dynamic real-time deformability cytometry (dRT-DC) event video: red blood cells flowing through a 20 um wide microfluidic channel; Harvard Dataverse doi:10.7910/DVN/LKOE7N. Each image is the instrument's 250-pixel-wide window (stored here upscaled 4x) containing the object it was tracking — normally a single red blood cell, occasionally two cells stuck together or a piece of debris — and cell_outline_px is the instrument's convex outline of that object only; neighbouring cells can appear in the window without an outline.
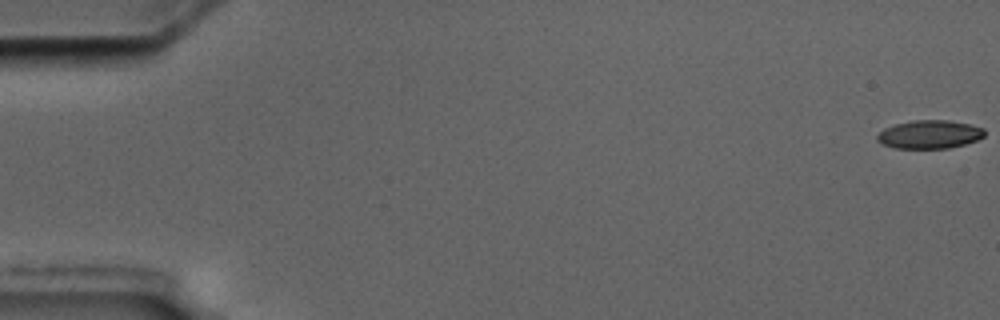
{"species": "common noctule bat (a hibernating species)", "species_latin": "Nyctalus noctula", "temperature_condition": "cold", "stored_images_in_passage": 6, "camera_frame_rate_fps": 3000, "um_per_image_px": 0.085, "animal": {"sex": "male", "body_mass_g": 17.5, "forearm_length_mm": 52.3}, "frame": {"image": 1, "passage_image": 1, "time_ms": 0.0, "image_size_px": [1000, 320], "cell_outline_px": [[984, 136], [976, 140], [964, 144], [948, 148], [892, 148], [876, 140], [876, 136], [884, 128], [896, 124], [912, 120], [948, 120], [968, 124], [984, 128]], "centroid_in_image_um": [78.99, 11.42], "position_along_channel_um": 6.0, "area_um2": 17.63}}
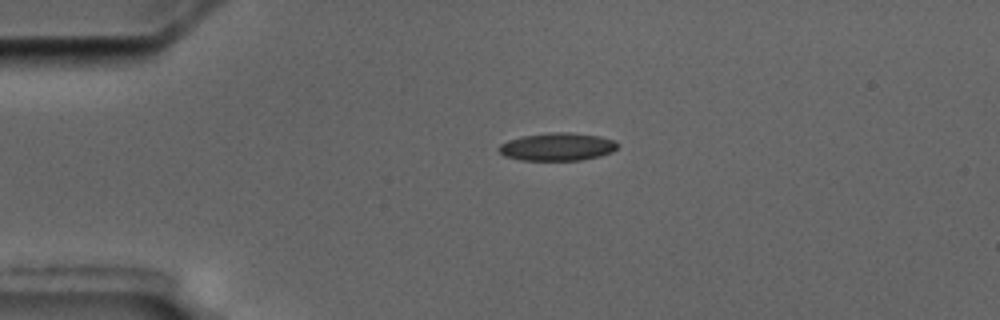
{"frame": {"image": 2, "passage_image": 5, "time_ms": 4.333, "image_size_px": [1000, 320], "cell_outline_px": [[616, 148], [612, 152], [600, 156], [580, 160], [520, 160], [504, 156], [496, 148], [500, 144], [508, 140], [524, 136], [556, 132], [568, 132], [600, 136], [616, 140]], "centroid_in_image_um": [47.36, 12.48], "position_along_channel_um": 37.6, "area_um2": 19.19}}